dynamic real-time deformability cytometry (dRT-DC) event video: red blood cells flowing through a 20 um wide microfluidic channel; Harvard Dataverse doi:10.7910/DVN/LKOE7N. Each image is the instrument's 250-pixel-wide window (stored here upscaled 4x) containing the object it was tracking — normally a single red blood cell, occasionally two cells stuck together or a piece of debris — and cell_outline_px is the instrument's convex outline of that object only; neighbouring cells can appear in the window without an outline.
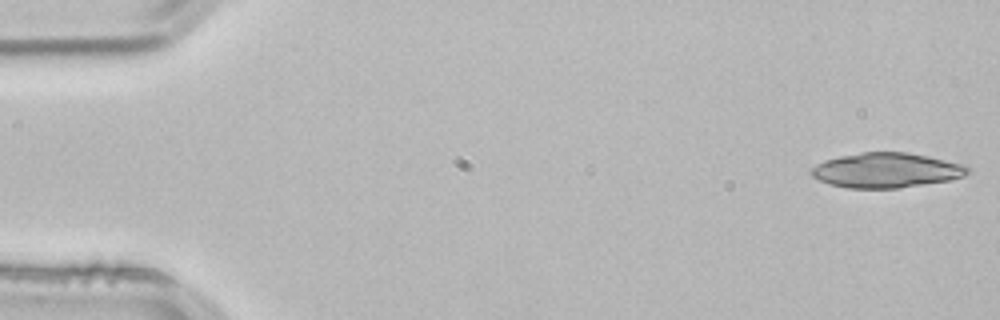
{"species": "common noctule bat (a hibernating species)", "species_latin": "Nyctalus noctula", "temperature_condition": "room temperature", "stored_images_in_passage": 24, "camera_frame_rate_fps": 3000, "um_per_image_px": 0.085, "animal": {"sex": "male", "body_mass_g": 21.5, "forearm_length_mm": 52.0}, "frame": {"image": 1, "passage_image": 1, "time_ms": 0.0, "image_size_px": [1000, 320], "cell_outline_px": [[968, 172], [964, 176], [952, 180], [900, 188], [848, 188], [828, 184], [812, 176], [808, 172], [812, 168], [824, 160], [840, 156], [860, 152], [908, 152], [968, 164]], "centroid_in_image_um": [75.37, 14.47], "position_along_channel_um": 9.6, "area_um2": 32.08}}